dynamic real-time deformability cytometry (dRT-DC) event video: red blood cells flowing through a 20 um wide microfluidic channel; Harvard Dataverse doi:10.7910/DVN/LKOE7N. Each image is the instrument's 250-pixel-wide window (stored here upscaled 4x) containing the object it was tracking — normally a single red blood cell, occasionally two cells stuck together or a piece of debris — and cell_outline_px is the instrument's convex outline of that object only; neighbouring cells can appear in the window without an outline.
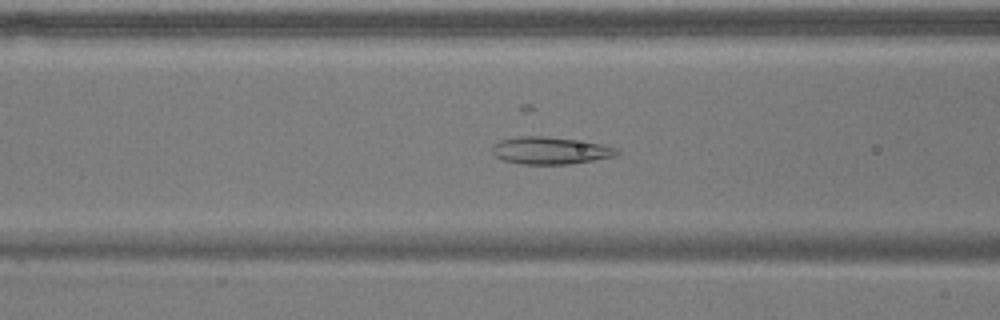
{"species": "common noctule bat (a hibernating species)", "species_latin": "Nyctalus noctula", "temperature_condition": "warm", "stored_images_in_passage": 54, "camera_frame_rate_fps": 3000, "um_per_image_px": 0.085, "animal": {"sex": "male", "body_mass_g": 17.9}, "frame": {"image": 1, "passage_image": 21, "time_ms": 6.667, "image_size_px": [1000, 320], "cell_outline_px": [[620, 152], [616, 156], [568, 164], [520, 164], [504, 160], [496, 156], [492, 152], [492, 144], [500, 140], [520, 136], [544, 136], [600, 144], [616, 148]], "centroid_in_image_um": [46.73, 12.8], "position_along_channel_um": 119.9, "area_um2": 19.54}}
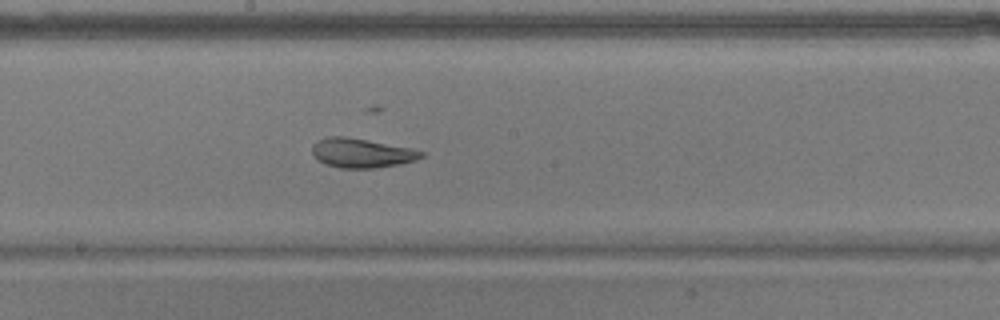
{"frame": {"image": 2, "passage_image": 29, "time_ms": 9.333, "image_size_px": [1000, 320], "cell_outline_px": [[424, 156], [416, 160], [400, 164], [376, 168], [340, 168], [324, 164], [312, 156], [312, 144], [316, 140], [328, 136], [344, 136], [412, 148], [424, 152]], "centroid_in_image_um": [30.7, 13.01], "position_along_channel_um": 217.5, "area_um2": 18.84}}
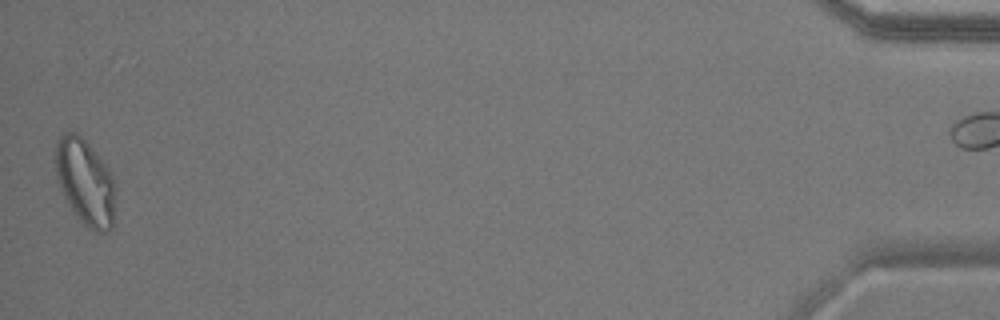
{"frame": {"image": 3, "passage_image": 54, "time_ms": 17.667, "image_size_px": [1000, 320], "cell_outline_px": [[112, 228], [108, 232], [96, 232], [88, 228], [84, 224], [72, 208], [64, 196], [56, 180], [56, 140], [64, 132], [76, 132], [88, 144], [108, 168], [112, 176]], "centroid_in_image_um": [7.19, 15.45], "position_along_channel_um": 428.0, "area_um2": 29.07}, "authors_computed_cell_mechanics": {"area_um2": 23.3801, "velocity_mm_per_s": 3.6562, "shape_relaxation_time_tau1_ms": null, "shape_relaxation_time_tau2_ms": 1.5185, "deformation_change_tau1": null, "deformation_change_tau2": 0.082}}